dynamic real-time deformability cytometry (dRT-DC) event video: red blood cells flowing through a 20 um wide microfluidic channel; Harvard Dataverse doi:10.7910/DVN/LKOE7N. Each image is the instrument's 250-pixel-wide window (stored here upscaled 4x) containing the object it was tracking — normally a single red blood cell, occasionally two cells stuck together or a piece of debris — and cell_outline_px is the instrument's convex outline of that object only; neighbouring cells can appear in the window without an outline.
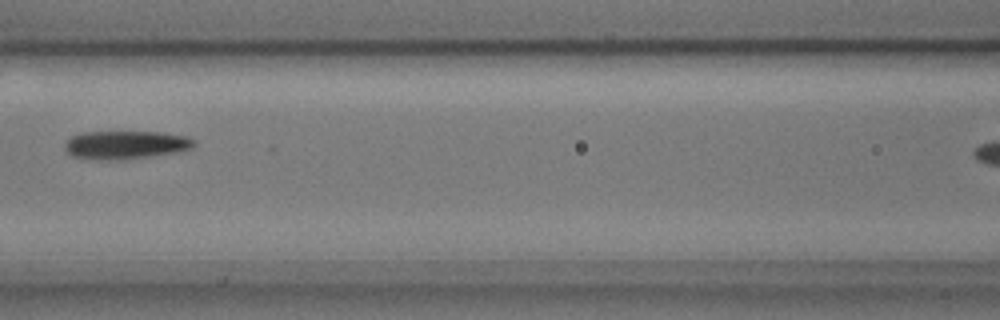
{"species": "common noctule bat (a hibernating species)", "species_latin": "Nyctalus noctula", "temperature_condition": "cold", "stored_images_in_passage": 6, "segment_of_instrument_passage": [1, 2], "camera_frame_rate_fps": 3000, "um_per_image_px": 0.085, "animal": {"sex": "male", "body_mass_g": 17.9, "forearm_length_mm": 54.2}, "frame": {"image": 1, "passage_image": 3, "time_ms": 0.667, "image_size_px": [1000, 320], "cell_outline_px": [[196, 144], [192, 148], [180, 152], [124, 160], [100, 160], [72, 156], [64, 148], [64, 144], [72, 136], [80, 132], [164, 132], [184, 136], [196, 140]], "centroid_in_image_um": [10.71, 12.32], "position_along_channel_um": 155.9, "area_um2": 21.56}}
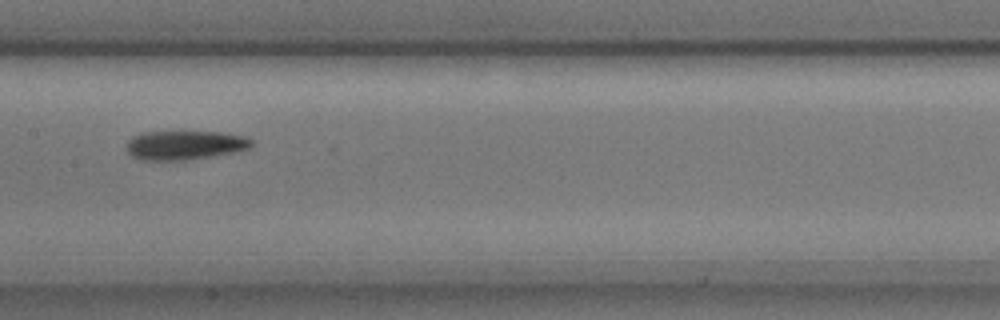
{"frame": {"image": 2, "passage_image": 4, "time_ms": 1.0, "image_size_px": [1000, 320], "cell_outline_px": [[252, 144], [248, 148], [236, 152], [212, 156], [184, 160], [140, 160], [132, 156], [128, 152], [128, 140], [132, 136], [144, 132], [220, 132], [248, 136], [252, 140]], "centroid_in_image_um": [15.73, 12.33], "position_along_channel_um": 191.7, "area_um2": 21.15}}
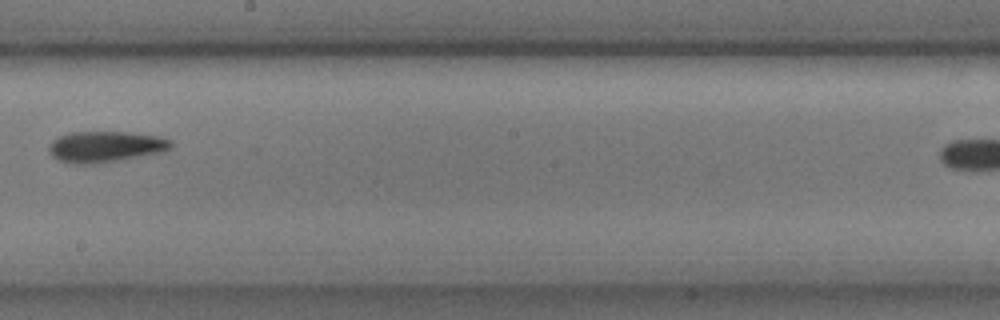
{"frame": {"image": 3, "passage_image": 5, "time_ms": 1.333, "image_size_px": [1000, 320], "cell_outline_px": [[172, 148], [164, 152], [92, 164], [72, 164], [56, 160], [48, 152], [48, 148], [52, 140], [60, 136], [72, 132], [124, 132], [160, 136], [172, 140]], "centroid_in_image_um": [8.95, 12.47], "position_along_channel_um": 239.2, "area_um2": 22.14}}